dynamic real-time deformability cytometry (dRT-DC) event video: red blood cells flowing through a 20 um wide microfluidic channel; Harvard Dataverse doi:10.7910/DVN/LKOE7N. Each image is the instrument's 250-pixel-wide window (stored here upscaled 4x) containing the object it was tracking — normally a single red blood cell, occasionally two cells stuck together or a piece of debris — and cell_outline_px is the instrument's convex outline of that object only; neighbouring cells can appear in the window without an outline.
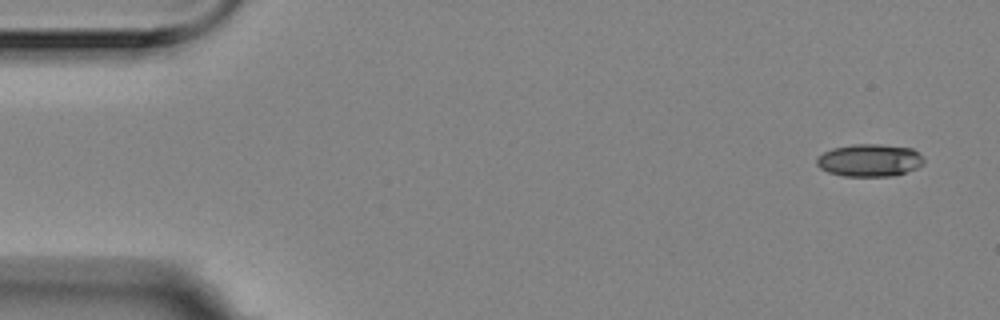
{"species": "Egyptian fruit bat (a non-hibernating species)", "species_latin": "Rousettus aegyptiacus", "temperature_condition": "room temperature", "stored_images_in_passage": 6, "camera_frame_rate_fps": 3000, "um_per_image_px": 0.085, "animal": {"sex": "female"}, "frame": {"image": 1, "passage_image": 1, "time_ms": 0.0, "image_size_px": [1000, 320], "cell_outline_px": [[924, 160], [916, 168], [892, 176], [844, 176], [828, 172], [820, 168], [816, 164], [816, 156], [832, 148], [852, 144], [880, 144], [912, 148]], "centroid_in_image_um": [73.84, 13.62], "position_along_channel_um": 11.2, "area_um2": 20.17}}
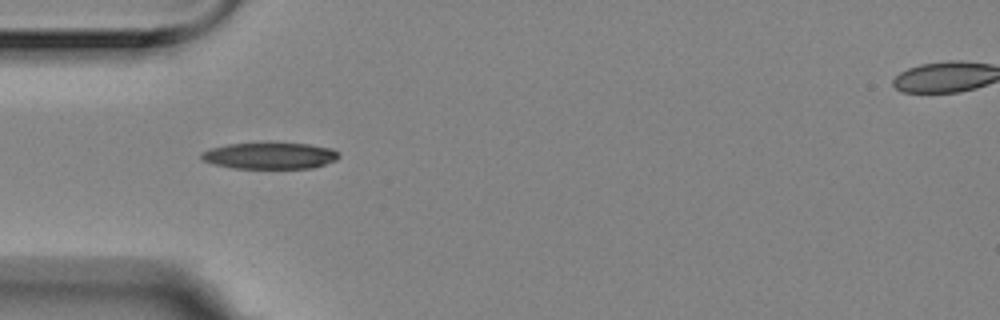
{"frame": {"image": 2, "passage_image": 5, "time_ms": 1.333, "image_size_px": [1000, 320], "cell_outline_px": [[340, 156], [336, 160], [312, 168], [232, 168], [212, 164], [204, 160], [200, 156], [200, 152], [208, 148], [228, 144], [268, 140], [272, 140], [308, 144], [332, 148], [340, 152]], "centroid_in_image_um": [22.92, 13.18], "position_along_channel_um": 62.1, "area_um2": 22.25}}
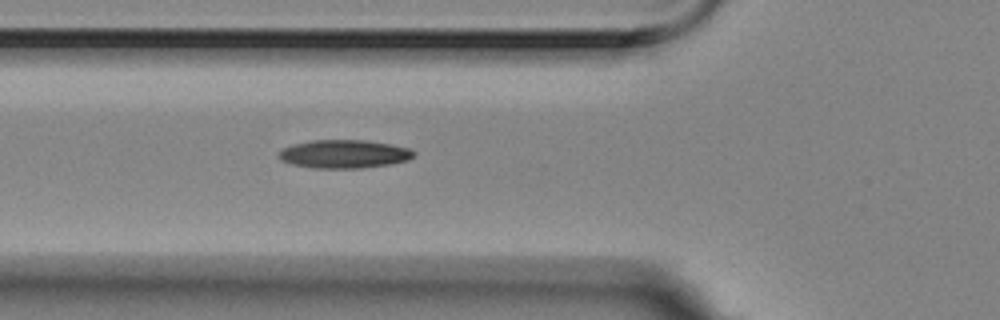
{"frame": {"image": 3, "passage_image": 6, "time_ms": 1.667, "image_size_px": [1000, 320], "cell_outline_px": [[416, 152], [408, 160], [388, 164], [360, 168], [316, 168], [292, 164], [280, 160], [276, 156], [284, 148], [292, 144], [312, 140], [368, 140], [412, 148]], "centroid_in_image_um": [29.25, 13.08], "position_along_channel_um": 96.6, "area_um2": 22.31}}